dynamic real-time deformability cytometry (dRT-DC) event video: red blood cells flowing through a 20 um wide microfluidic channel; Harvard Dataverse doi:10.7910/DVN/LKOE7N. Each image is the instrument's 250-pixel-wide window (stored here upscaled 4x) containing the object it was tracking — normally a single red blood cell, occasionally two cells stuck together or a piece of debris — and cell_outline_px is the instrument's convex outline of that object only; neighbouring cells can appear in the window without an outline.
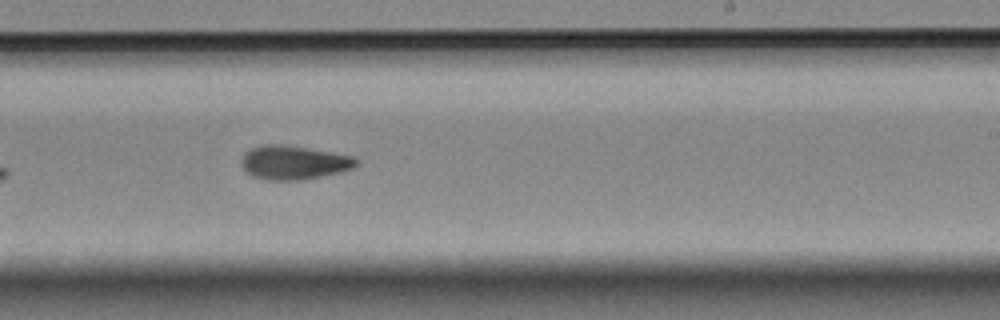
{"species": "Egyptian fruit bat (a non-hibernating species)", "species_latin": "Rousettus aegyptiacus", "temperature_condition": "room temperature", "stored_images_in_passage": 16, "camera_frame_rate_fps": 3000, "um_per_image_px": 0.085, "animal": {"sex": "female"}, "frame": {"image": 1, "passage_image": 10, "time_ms": 11.0, "image_size_px": [1000, 320], "cell_outline_px": [[356, 164], [352, 168], [340, 172], [304, 180], [268, 180], [252, 176], [240, 164], [240, 160], [244, 152], [260, 144], [280, 144], [332, 152], [352, 156], [356, 160]], "centroid_in_image_um": [24.91, 13.81], "position_along_channel_um": 264.1, "area_um2": 22.6}}
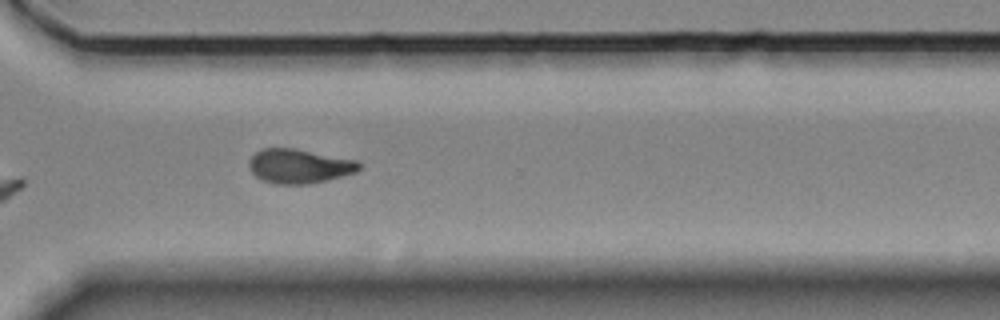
{"frame": {"image": 2, "passage_image": 12, "time_ms": 13.333, "image_size_px": [1000, 320], "cell_outline_px": [[360, 168], [356, 172], [308, 184], [276, 184], [260, 180], [248, 168], [248, 160], [260, 148], [296, 148], [356, 160], [360, 164]], "centroid_in_image_um": [25.37, 14.11], "position_along_channel_um": 345.2, "area_um2": 22.02}}
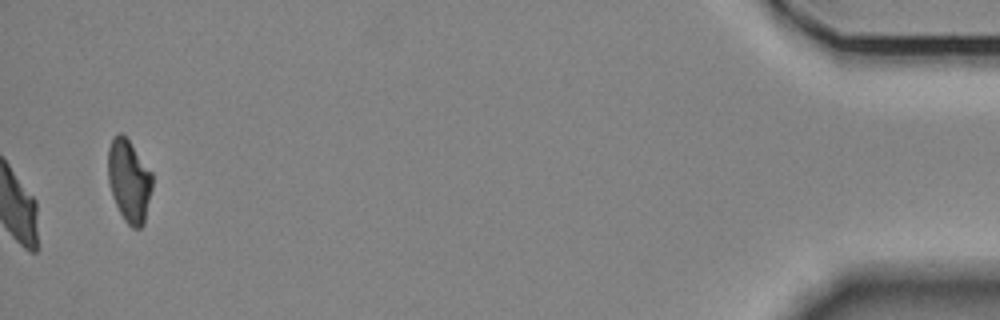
{"frame": {"image": 3, "passage_image": 16, "time_ms": 18.0, "image_size_px": [1000, 320], "cell_outline_px": [[152, 188], [144, 224], [140, 228], [132, 228], [124, 220], [112, 196], [108, 180], [108, 148], [112, 140], [120, 132], [128, 140], [152, 172]], "centroid_in_image_um": [10.97, 15.4], "position_along_channel_um": 424.2, "area_um2": 21.1}, "authors_computed_cell_mechanics": {"area_um2": 22.3108, "velocity_mm_per_s": 3.4747, "shape_relaxation_time_tau1_ms": null, "shape_relaxation_time_tau2_ms": 1.8099, "deformation_change_tau1": null, "deformation_change_tau2": 0.0823}}